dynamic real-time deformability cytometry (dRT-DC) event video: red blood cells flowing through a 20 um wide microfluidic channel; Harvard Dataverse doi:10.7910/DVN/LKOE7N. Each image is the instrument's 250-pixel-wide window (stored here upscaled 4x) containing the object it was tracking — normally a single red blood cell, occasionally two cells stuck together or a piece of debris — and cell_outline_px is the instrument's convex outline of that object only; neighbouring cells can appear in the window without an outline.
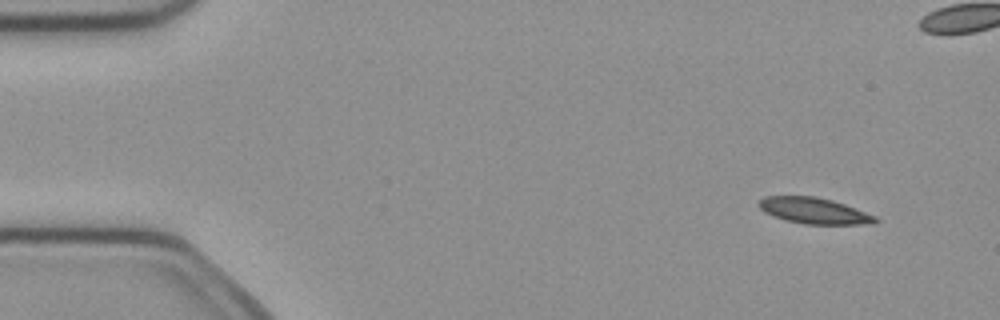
{"species": "common noctule bat (a hibernating species)", "species_latin": "Nyctalus noctula", "temperature_condition": "cold", "stored_images_in_passage": 5, "camera_frame_rate_fps": 3000, "um_per_image_px": 0.085, "animal": {"sex": "female", "body_mass_g": 21.9}, "frame": {"image": 1, "passage_image": 1, "time_ms": 0.0, "image_size_px": [1000, 320], "cell_outline_px": [[880, 220], [876, 224], [804, 224], [784, 220], [772, 216], [764, 212], [756, 204], [764, 196], [816, 196], [832, 200], [844, 204], [876, 216]], "centroid_in_image_um": [69.19, 17.92], "position_along_channel_um": 15.8, "area_um2": 17.86}}